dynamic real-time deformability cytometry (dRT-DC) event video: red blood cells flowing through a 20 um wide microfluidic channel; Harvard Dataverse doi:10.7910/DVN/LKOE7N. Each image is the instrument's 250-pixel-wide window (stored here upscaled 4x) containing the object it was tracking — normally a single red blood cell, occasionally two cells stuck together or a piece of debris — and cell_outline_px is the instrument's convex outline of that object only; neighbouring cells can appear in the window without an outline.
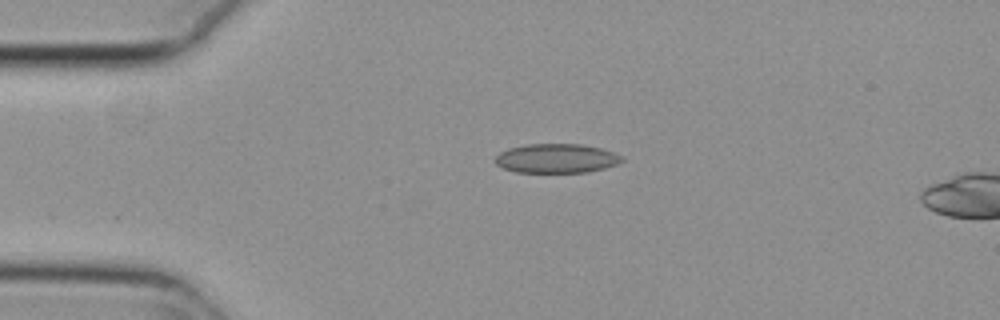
{"species": "common noctule bat (a hibernating species)", "species_latin": "Nyctalus noctula", "temperature_condition": "cold", "stored_images_in_passage": 5, "camera_frame_rate_fps": 3000, "um_per_image_px": 0.085, "animal": {"sex": "female", "body_mass_g": 29.2, "forearm_length_mm": 56.3}, "frame": {"image": 1, "passage_image": 1, "time_ms": 0.0, "image_size_px": [1000, 320], "cell_outline_px": [[624, 160], [616, 164], [604, 168], [588, 172], [516, 172], [504, 168], [496, 164], [492, 160], [500, 152], [508, 148], [524, 144], [580, 144], [600, 148], [624, 156]], "centroid_in_image_um": [47.27, 13.46], "position_along_channel_um": 37.7, "area_um2": 21.62}}